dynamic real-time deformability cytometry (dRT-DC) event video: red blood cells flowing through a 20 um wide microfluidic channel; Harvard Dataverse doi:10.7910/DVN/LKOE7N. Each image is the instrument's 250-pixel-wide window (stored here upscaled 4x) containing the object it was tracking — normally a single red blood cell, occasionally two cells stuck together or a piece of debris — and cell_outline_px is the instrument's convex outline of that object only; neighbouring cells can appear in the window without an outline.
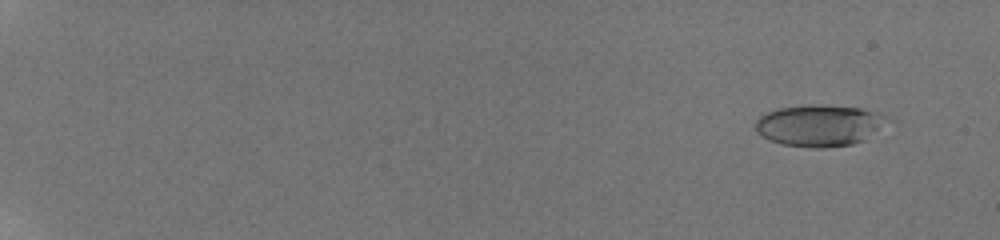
{"species": "human", "species_latin": "Homo sapiens", "temperature_condition": "room temperature", "stored_images_in_passage": 19, "camera_frame_rate_fps": 3000, "um_per_image_px": 0.085, "donor": {"sex": "male"}, "frame": {"image": 1, "passage_image": 3, "time_ms": 1.667, "image_size_px": [1000, 240], "cell_outline_px": [[884, 116], [868, 140], [852, 144], [824, 148], [816, 148], [780, 144], [768, 140], [756, 132], [756, 120], [760, 116], [768, 112], [780, 108], [808, 104], [820, 104], [860, 108]], "centroid_in_image_um": [69.52, 10.67], "position_along_channel_um": 15.5, "area_um2": 31.33}}
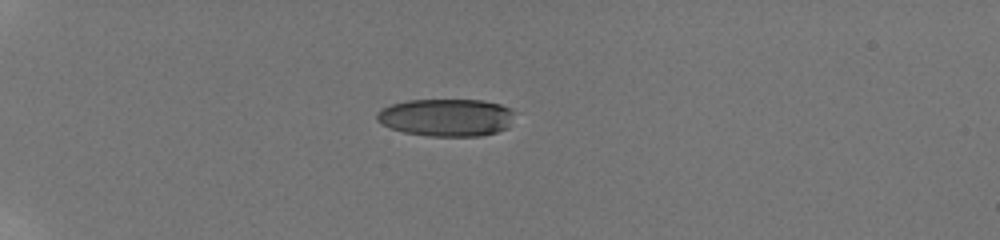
{"frame": {"image": 2, "passage_image": 15, "time_ms": 6.333, "image_size_px": [1000, 240], "cell_outline_px": [[516, 112], [508, 128], [496, 132], [480, 136], [428, 136], [404, 132], [388, 128], [380, 124], [376, 120], [376, 112], [392, 104], [408, 100], [484, 100], [500, 104], [512, 108]], "centroid_in_image_um": [37.96, 9.98], "position_along_channel_um": 47.0, "area_um2": 30.52}}